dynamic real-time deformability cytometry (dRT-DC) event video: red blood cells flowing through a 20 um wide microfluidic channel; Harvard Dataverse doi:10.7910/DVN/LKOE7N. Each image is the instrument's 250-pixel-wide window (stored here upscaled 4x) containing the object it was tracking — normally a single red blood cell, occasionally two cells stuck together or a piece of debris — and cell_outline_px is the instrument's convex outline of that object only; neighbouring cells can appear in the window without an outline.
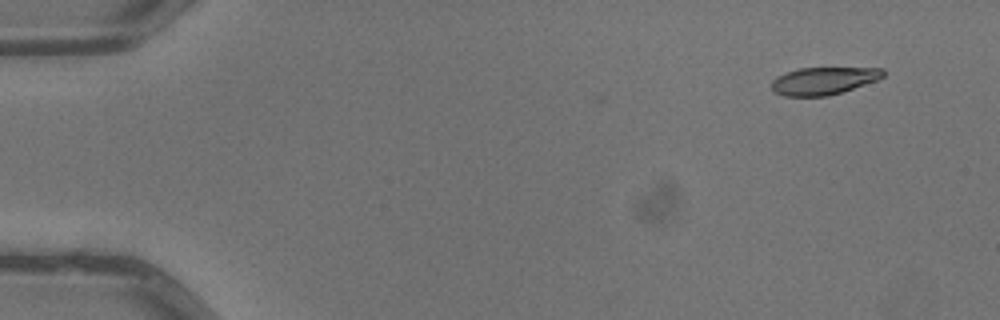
{"species": "common noctule bat (a hibernating species)", "species_latin": "Nyctalus noctula", "temperature_condition": "warm", "stored_images_in_passage": 6, "camera_frame_rate_fps": 3000, "um_per_image_px": 0.085, "animal": {"sex": "male", "body_mass_g": 13.3}, "frame": {"image": 1, "passage_image": 1, "time_ms": 0.0, "image_size_px": [1000, 320], "cell_outline_px": [[884, 76], [876, 80], [828, 96], [784, 96], [772, 92], [772, 80], [776, 76], [800, 68], [884, 68]], "centroid_in_image_um": [69.96, 6.87], "position_along_channel_um": 15.0, "area_um2": 17.69}}
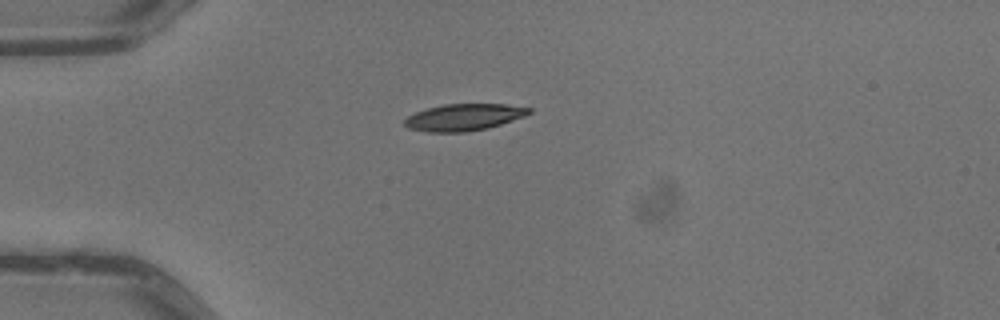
{"frame": {"image": 2, "passage_image": 4, "time_ms": 1.0, "image_size_px": [1000, 320], "cell_outline_px": [[532, 112], [524, 116], [488, 128], [464, 132], [428, 132], [408, 128], [404, 124], [404, 120], [408, 116], [416, 112], [428, 108], [444, 104], [508, 104], [532, 108]], "centroid_in_image_um": [39.44, 9.96], "position_along_channel_um": 45.6, "area_um2": 19.36}}
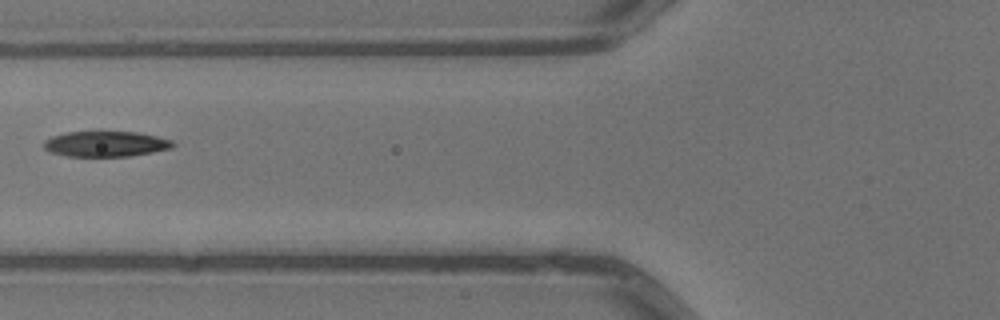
{"frame": {"image": 3, "passage_image": 6, "time_ms": 1.667, "image_size_px": [1000, 320], "cell_outline_px": [[176, 144], [172, 148], [152, 152], [128, 156], [64, 156], [48, 152], [44, 148], [44, 140], [52, 136], [64, 132], [96, 128], [100, 128], [136, 132], [156, 136], [172, 140]], "centroid_in_image_um": [8.93, 12.17], "position_along_channel_um": 116.9, "area_um2": 20.29}}